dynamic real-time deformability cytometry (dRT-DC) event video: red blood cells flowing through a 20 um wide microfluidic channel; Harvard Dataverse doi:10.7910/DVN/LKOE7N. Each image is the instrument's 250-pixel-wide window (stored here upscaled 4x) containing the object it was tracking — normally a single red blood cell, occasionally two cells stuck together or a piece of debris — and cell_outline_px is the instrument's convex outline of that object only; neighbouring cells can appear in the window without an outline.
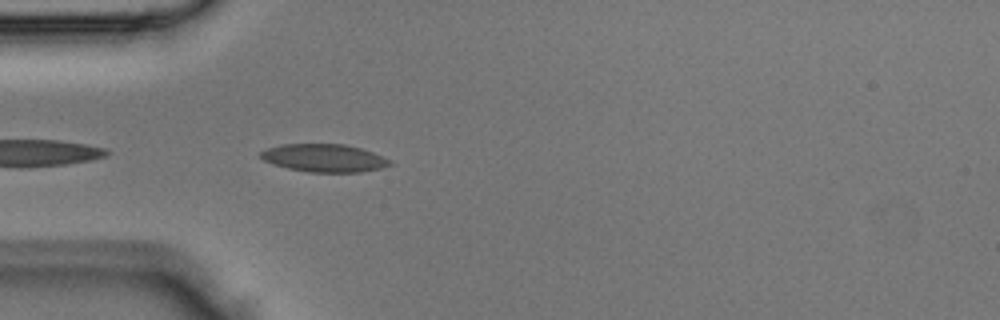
{"species": "Egyptian fruit bat (a non-hibernating species)", "species_latin": "Rousettus aegyptiacus", "temperature_condition": "room temperature", "stored_images_in_passage": 2, "camera_frame_rate_fps": 3000, "um_per_image_px": 0.085, "animal": {"sex": "male"}, "frame": {"image": 1, "passage_image": 2, "time_ms": 0.333, "image_size_px": [1000, 320], "cell_outline_px": [[392, 164], [380, 168], [360, 172], [308, 172], [288, 168], [272, 164], [264, 160], [260, 156], [260, 152], [268, 148], [280, 144], [344, 144], [360, 148], [372, 152], [388, 160]], "centroid_in_image_um": [27.5, 13.43], "position_along_channel_um": 57.5, "area_um2": 20.75}}